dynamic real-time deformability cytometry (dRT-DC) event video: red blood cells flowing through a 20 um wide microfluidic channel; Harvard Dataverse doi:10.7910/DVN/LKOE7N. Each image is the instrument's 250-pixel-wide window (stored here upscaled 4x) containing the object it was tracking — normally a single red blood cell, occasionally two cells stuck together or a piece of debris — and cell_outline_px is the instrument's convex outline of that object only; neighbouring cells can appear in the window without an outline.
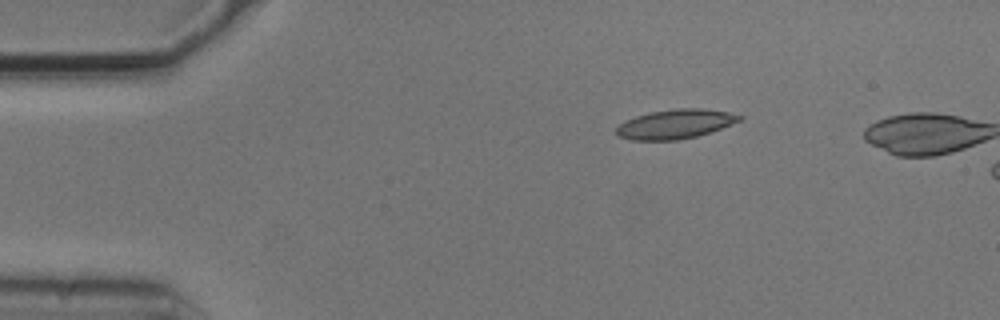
{"species": "common noctule bat (a hibernating species)", "species_latin": "Nyctalus noctula", "temperature_condition": "cold", "stored_images_in_passage": 3, "camera_frame_rate_fps": 3000, "um_per_image_px": 0.085, "animal": {"sex": "male", "body_mass_g": 20.5, "forearm_length_mm": 52.5}, "frame": {"image": 1, "passage_image": 1, "time_ms": 0.0, "image_size_px": [1000, 320], "cell_outline_px": [[744, 116], [740, 120], [712, 132], [696, 136], [676, 140], [632, 140], [616, 136], [616, 128], [624, 120], [636, 116], [652, 112], [676, 108], [700, 108], [728, 112]], "centroid_in_image_um": [57.38, 10.55], "position_along_channel_um": 27.6, "area_um2": 20.98}}